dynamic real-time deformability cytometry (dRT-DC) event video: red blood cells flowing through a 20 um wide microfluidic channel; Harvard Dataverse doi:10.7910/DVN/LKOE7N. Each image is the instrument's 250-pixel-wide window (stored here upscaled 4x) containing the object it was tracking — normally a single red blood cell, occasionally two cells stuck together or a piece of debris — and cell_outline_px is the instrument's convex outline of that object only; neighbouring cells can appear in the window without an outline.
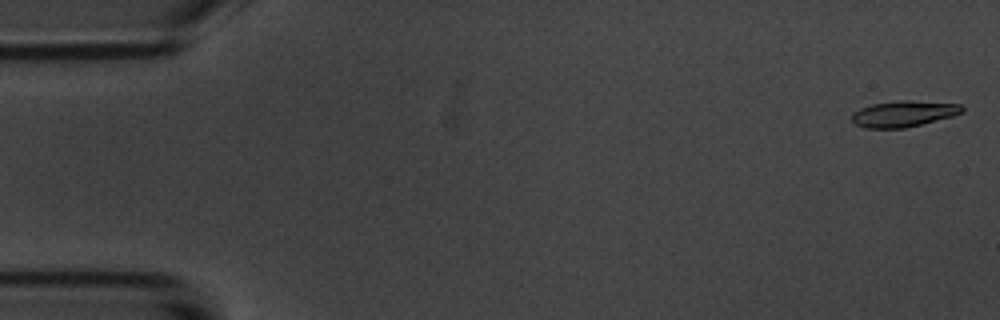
{"species": "common noctule bat (a hibernating species)", "species_latin": "Nyctalus noctula", "temperature_condition": "room temperature", "stored_images_in_passage": 5, "camera_frame_rate_fps": 3000, "um_per_image_px": 0.085, "animal": {"sex": "male", "body_mass_g": 20.1, "forearm_length_mm": 53.5}, "frame": {"image": 1, "passage_image": 1, "time_ms": 0.0, "image_size_px": [1000, 320], "cell_outline_px": [[964, 112], [952, 116], [904, 128], [864, 128], [856, 124], [852, 120], [852, 112], [860, 108], [872, 104], [900, 100], [908, 100], [960, 104], [964, 108]], "centroid_in_image_um": [76.79, 9.66], "position_along_channel_um": 8.2, "area_um2": 16.65}}
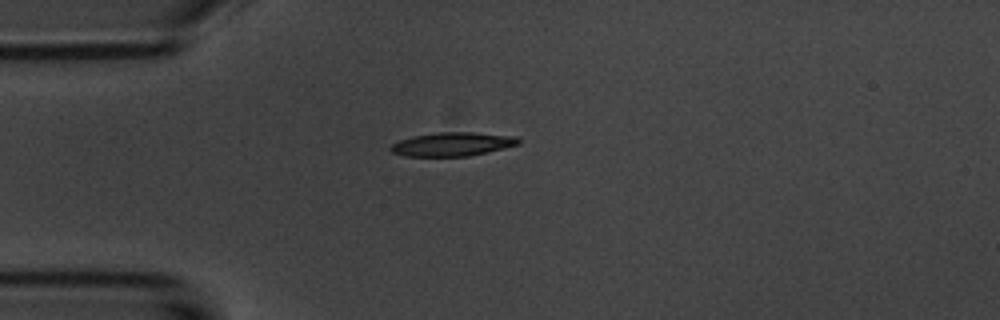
{"frame": {"image": 2, "passage_image": 5, "time_ms": 4.333, "image_size_px": [1000, 320], "cell_outline_px": [[520, 144], [488, 152], [468, 156], [404, 156], [392, 152], [388, 148], [392, 144], [400, 140], [412, 136], [436, 132], [472, 132], [516, 136], [520, 140]], "centroid_in_image_um": [38.45, 12.25], "position_along_channel_um": 46.5, "area_um2": 17.74}}